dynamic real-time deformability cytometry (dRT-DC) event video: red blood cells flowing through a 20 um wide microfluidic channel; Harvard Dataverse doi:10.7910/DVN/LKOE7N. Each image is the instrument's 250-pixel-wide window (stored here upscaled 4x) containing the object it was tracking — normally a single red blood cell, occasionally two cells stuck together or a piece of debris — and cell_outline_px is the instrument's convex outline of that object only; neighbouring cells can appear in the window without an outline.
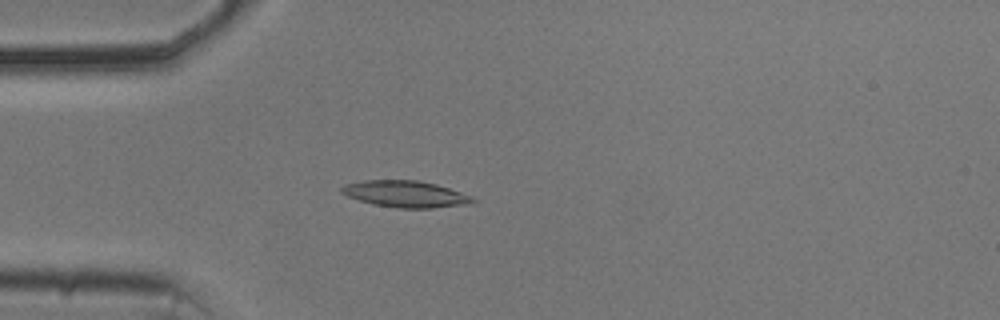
{"species": "common noctule bat (a hibernating species)", "species_latin": "Nyctalus noctula", "temperature_condition": "cold", "stored_images_in_passage": 54, "camera_frame_rate_fps": 3000, "um_per_image_px": 0.085, "animal": {"sex": "male", "body_mass_g": 20.5, "forearm_length_mm": 52.5}, "frame": {"image": 1, "passage_image": 15, "time_ms": 4.667, "image_size_px": [1000, 320], "cell_outline_px": [[476, 200], [472, 204], [432, 208], [396, 208], [372, 204], [348, 196], [340, 192], [340, 188], [344, 184], [364, 180], [416, 180], [436, 184], [472, 196]], "centroid_in_image_um": [34.47, 16.49], "position_along_channel_um": 50.5, "area_um2": 20.35}}
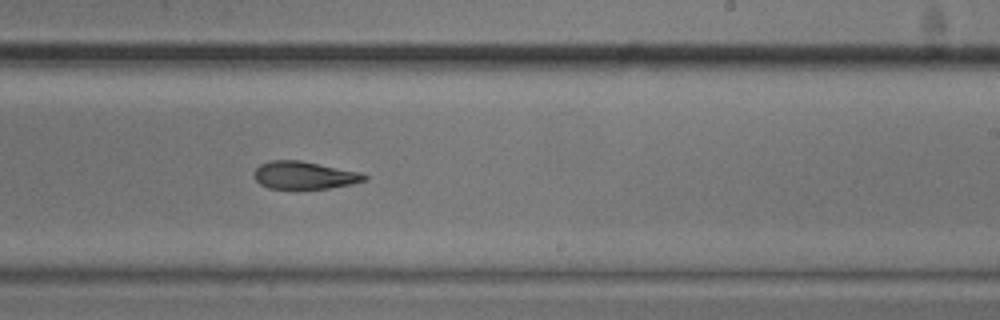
{"frame": {"image": 2, "passage_image": 33, "time_ms": 10.667, "image_size_px": [1000, 320], "cell_outline_px": [[368, 180], [352, 184], [328, 188], [268, 188], [260, 184], [256, 180], [256, 168], [260, 164], [272, 160], [300, 160], [360, 172], [368, 176]], "centroid_in_image_um": [25.9, 14.89], "position_along_channel_um": 263.1, "area_um2": 17.57}}
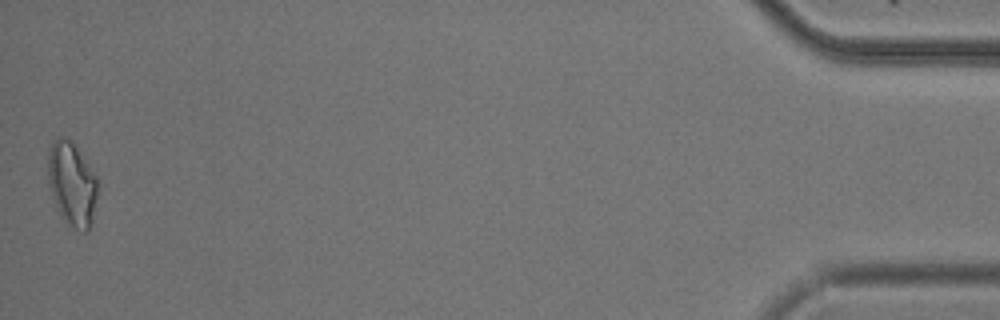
{"frame": {"image": 3, "passage_image": 54, "time_ms": 17.667, "image_size_px": [1000, 320], "cell_outline_px": [[96, 196], [92, 220], [88, 232], [80, 232], [60, 216], [48, 184], [48, 152], [52, 140], [60, 136], [68, 136], [76, 144], [96, 176]], "centroid_in_image_um": [6.09, 15.57], "position_along_channel_um": 429.1, "area_um2": 24.39}, "authors_computed_cell_mechanics": {"area_um2": 19.1029, "velocity_mm_per_s": 3.712, "shape_relaxation_time_tau1_ms": 4.5247, "shape_relaxation_time_tau2_ms": 5.4271, "deformation_change_tau1": 0.1398, "deformation_change_tau2": 0.1524}}